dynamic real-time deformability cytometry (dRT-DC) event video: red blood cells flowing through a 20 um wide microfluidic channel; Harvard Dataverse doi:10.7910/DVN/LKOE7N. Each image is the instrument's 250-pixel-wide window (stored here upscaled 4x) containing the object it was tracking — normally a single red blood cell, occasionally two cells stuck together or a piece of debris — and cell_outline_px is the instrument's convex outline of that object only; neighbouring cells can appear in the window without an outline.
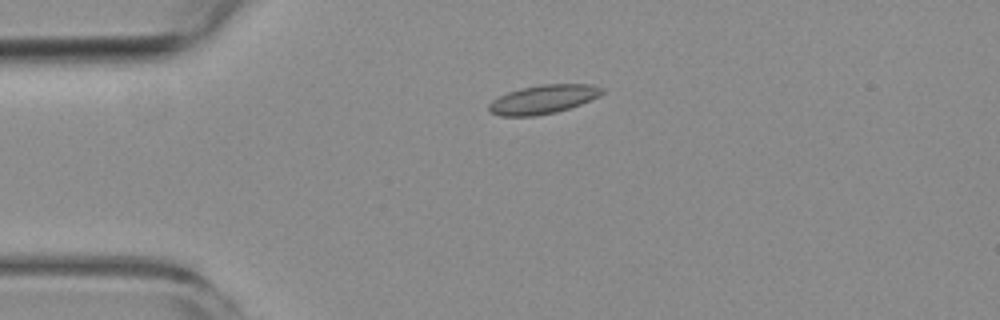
{"species": "common noctule bat (a hibernating species)", "species_latin": "Nyctalus noctula", "temperature_condition": "room temperature", "stored_images_in_passage": 5, "camera_frame_rate_fps": 3000, "um_per_image_px": 0.085, "animal": {"sex": "female", "body_mass_g": 19.3, "forearm_length_mm": 54.1}, "frame": {"image": 1, "passage_image": 4, "time_ms": 3.667, "image_size_px": [1000, 320], "cell_outline_px": [[604, 92], [600, 96], [580, 104], [556, 112], [536, 116], [500, 116], [488, 112], [488, 104], [492, 100], [508, 92], [540, 84], [592, 84], [604, 88]], "centroid_in_image_um": [46.17, 8.45], "position_along_channel_um": 38.8, "area_um2": 19.02}}